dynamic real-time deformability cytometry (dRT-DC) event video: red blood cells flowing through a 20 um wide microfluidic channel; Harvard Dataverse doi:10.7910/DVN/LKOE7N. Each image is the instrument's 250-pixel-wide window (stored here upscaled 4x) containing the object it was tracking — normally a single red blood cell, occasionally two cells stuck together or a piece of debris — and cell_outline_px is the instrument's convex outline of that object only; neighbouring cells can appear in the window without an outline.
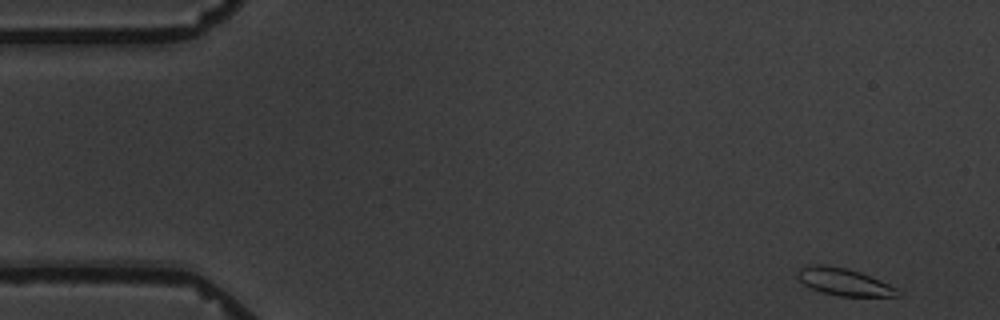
{"species": "common noctule bat (a hibernating species)", "species_latin": "Nyctalus noctula", "temperature_condition": "warm", "stored_images_in_passage": 5, "camera_frame_rate_fps": 3000, "um_per_image_px": 0.085, "animal": {"sex": "male", "body_mass_g": 19.5, "forearm_length_mm": 54.6}, "frame": {"image": 1, "passage_image": 1, "time_ms": 0.0, "image_size_px": [1000, 320], "cell_outline_px": [[900, 296], [840, 296], [820, 292], [804, 284], [796, 276], [796, 272], [800, 268], [808, 264], [824, 264], [848, 268], [860, 272], [888, 284], [896, 288], [900, 292]], "centroid_in_image_um": [71.68, 23.94], "position_along_channel_um": 13.3, "area_um2": 15.9}}
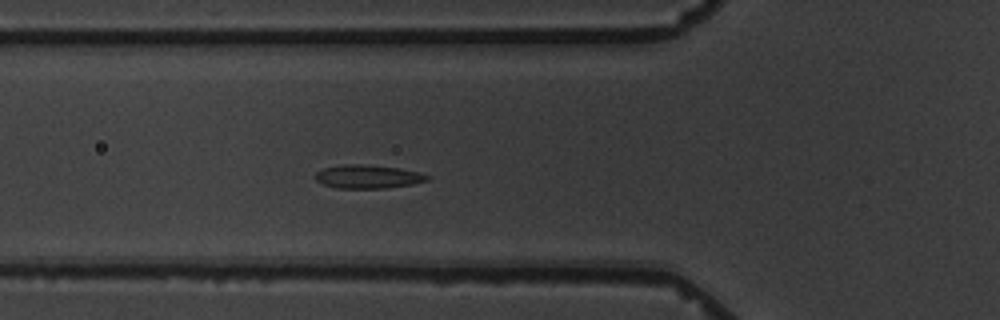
{"frame": {"image": 2, "passage_image": 5, "time_ms": 5.667, "image_size_px": [1000, 320], "cell_outline_px": [[428, 180], [412, 184], [384, 188], [336, 188], [324, 184], [316, 180], [316, 172], [324, 168], [344, 164], [364, 164], [400, 168], [420, 172], [428, 176]], "centroid_in_image_um": [31.27, 15.0], "position_along_channel_um": 94.5, "area_um2": 15.2}}